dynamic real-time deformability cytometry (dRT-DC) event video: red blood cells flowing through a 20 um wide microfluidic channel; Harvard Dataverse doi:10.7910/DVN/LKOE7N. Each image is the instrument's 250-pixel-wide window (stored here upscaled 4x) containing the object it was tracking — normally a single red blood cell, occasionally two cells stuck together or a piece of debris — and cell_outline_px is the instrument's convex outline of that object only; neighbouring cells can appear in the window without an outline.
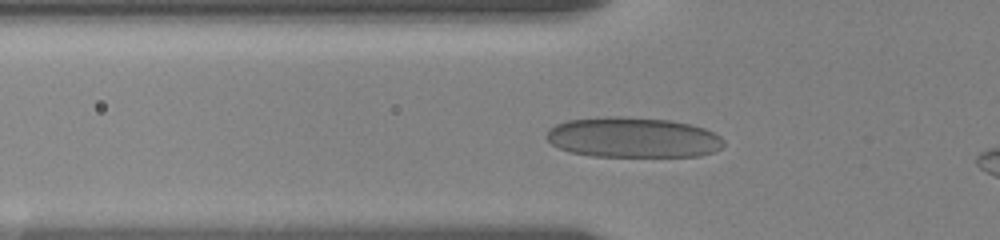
{"species": "human", "species_latin": "Homo sapiens", "temperature_condition": "room temperature", "stored_images_in_passage": 45, "camera_frame_rate_fps": 3000, "um_per_image_px": 0.085, "donor": {"sex": "female"}, "frame": {"image": 1, "passage_image": 11, "time_ms": 3.333, "image_size_px": [1000, 240], "cell_outline_px": [[724, 144], [720, 148], [712, 152], [696, 156], [596, 156], [572, 152], [560, 148], [552, 144], [548, 140], [548, 132], [552, 128], [560, 124], [572, 120], [664, 120], [688, 124], [712, 132]], "centroid_in_image_um": [53.84, 11.76], "position_along_channel_um": 72.0, "area_um2": 38.96}}
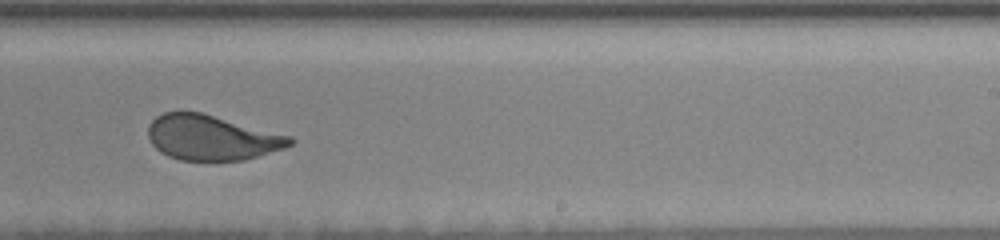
{"frame": {"image": 2, "passage_image": 28, "time_ms": 9.0, "image_size_px": [1000, 240], "cell_outline_px": [[292, 144], [256, 156], [240, 160], [180, 160], [156, 148], [152, 144], [148, 136], [148, 128], [152, 120], [156, 116], [164, 112], [200, 112], [292, 136]], "centroid_in_image_um": [17.96, 11.68], "position_along_channel_um": 271.0, "area_um2": 36.47}}
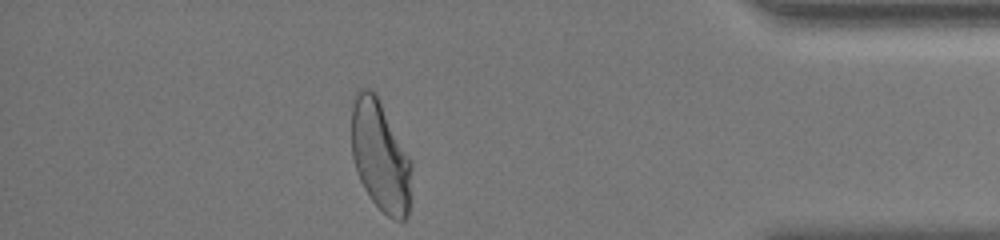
{"frame": {"image": 3, "passage_image": 42, "time_ms": 13.667, "image_size_px": [1000, 240], "cell_outline_px": [[408, 212], [404, 220], [396, 220], [388, 216], [372, 200], [364, 188], [360, 180], [352, 156], [352, 108], [356, 96], [364, 88], [372, 92], [376, 96], [408, 160]], "centroid_in_image_um": [32.24, 13.32], "position_along_channel_um": 403.0, "area_um2": 36.07}, "authors_computed_cell_mechanics": {"area_um2": 37.8012, "velocity_mm_per_s": 3.5108, "shape_relaxation_time_tau1_ms": 5.9734, "shape_relaxation_time_tau2_ms": null, "deformation_change_tau1": 0.1604, "deformation_change_tau2": null}}